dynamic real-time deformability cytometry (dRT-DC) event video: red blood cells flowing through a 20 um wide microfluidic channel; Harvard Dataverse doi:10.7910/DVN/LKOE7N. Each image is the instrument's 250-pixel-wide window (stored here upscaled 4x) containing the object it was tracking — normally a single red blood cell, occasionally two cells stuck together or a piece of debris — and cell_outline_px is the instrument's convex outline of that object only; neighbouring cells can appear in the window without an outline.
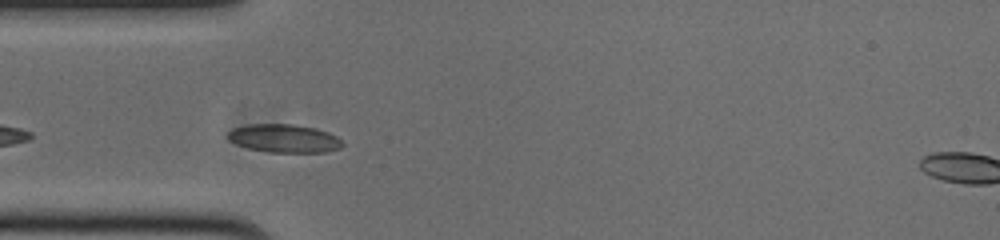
{"species": "common noctule bat (a hibernating species)", "species_latin": "Nyctalus noctula", "temperature_condition": "cold", "stored_images_in_passage": 17, "camera_frame_rate_fps": 3000, "um_per_image_px": 0.085, "animal": {"sex": "male", "body_mass_g": 20.0, "forearm_length_mm": 53.3}, "frame": {"image": 1, "passage_image": 3, "time_ms": 0.667, "image_size_px": [1000, 240], "cell_outline_px": [[344, 144], [340, 148], [324, 152], [268, 152], [248, 148], [236, 144], [228, 140], [224, 136], [232, 128], [248, 124], [292, 124], [316, 128], [328, 132], [336, 136]], "centroid_in_image_um": [24.1, 11.76], "position_along_channel_um": 60.9, "area_um2": 19.02}}
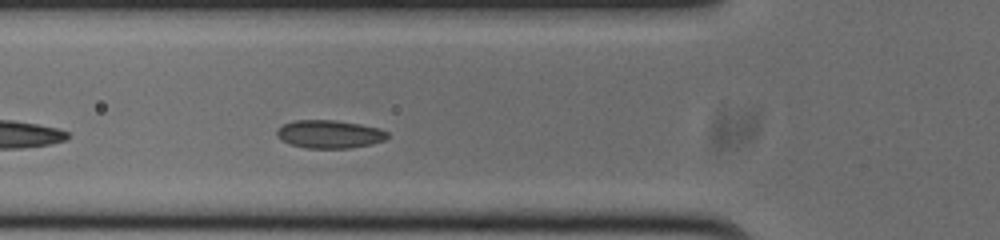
{"frame": {"image": 2, "passage_image": 6, "time_ms": 1.667, "image_size_px": [1000, 240], "cell_outline_px": [[388, 136], [384, 140], [372, 144], [348, 148], [308, 148], [292, 144], [280, 140], [276, 136], [276, 132], [284, 124], [296, 120], [336, 120], [360, 124], [380, 128], [388, 132]], "centroid_in_image_um": [28.02, 11.4], "position_along_channel_um": 97.8, "area_um2": 18.03}}
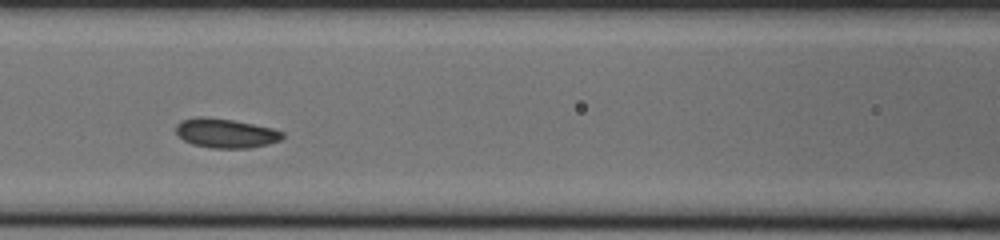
{"frame": {"image": 3, "passage_image": 10, "time_ms": 3.0, "image_size_px": [1000, 240], "cell_outline_px": [[284, 136], [280, 140], [268, 144], [248, 148], [212, 148], [192, 144], [184, 140], [176, 132], [176, 124], [180, 120], [196, 116], [204, 116], [232, 120], [272, 128], [284, 132]], "centroid_in_image_um": [19.16, 11.31], "position_along_channel_um": 147.4, "area_um2": 18.21}}